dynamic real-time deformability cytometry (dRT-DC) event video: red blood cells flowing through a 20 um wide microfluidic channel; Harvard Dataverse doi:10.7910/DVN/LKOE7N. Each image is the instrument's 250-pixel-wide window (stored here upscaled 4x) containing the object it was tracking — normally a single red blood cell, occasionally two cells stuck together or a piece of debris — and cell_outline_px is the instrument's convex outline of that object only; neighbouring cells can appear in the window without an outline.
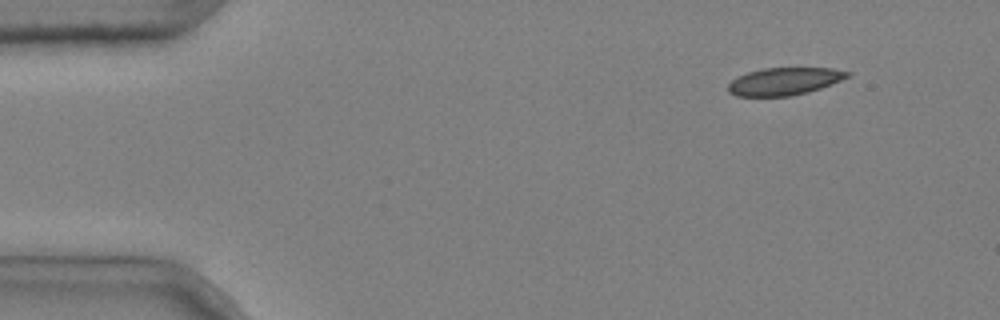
{"species": "common noctule bat (a hibernating species)", "species_latin": "Nyctalus noctula", "temperature_condition": "cold", "stored_images_in_passage": 7, "camera_frame_rate_fps": 3000, "um_per_image_px": 0.085, "animal": {"sex": "male", "body_mass_g": 20.4}, "frame": {"image": 1, "passage_image": 1, "time_ms": 0.0, "image_size_px": [1000, 320], "cell_outline_px": [[852, 76], [820, 88], [808, 92], [792, 96], [736, 96], [728, 92], [728, 84], [732, 80], [748, 72], [764, 68], [832, 68], [852, 72]], "centroid_in_image_um": [66.7, 6.91], "position_along_channel_um": 18.3, "area_um2": 19.13}}
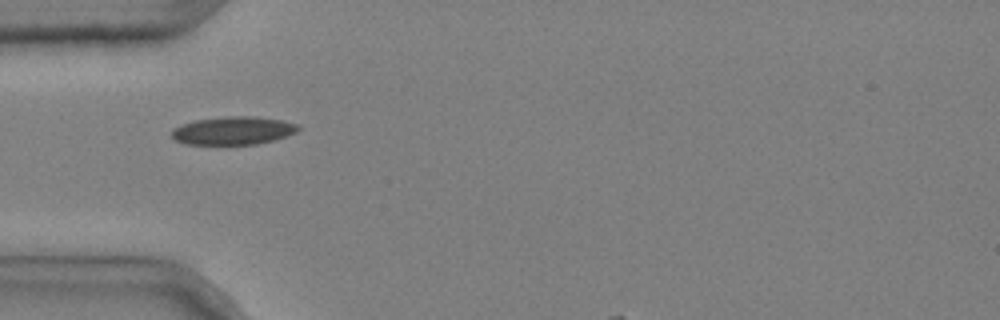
{"frame": {"image": 2, "passage_image": 4, "time_ms": 1.0, "image_size_px": [1000, 320], "cell_outline_px": [[300, 128], [296, 132], [272, 140], [256, 144], [184, 144], [176, 140], [172, 136], [172, 128], [180, 124], [196, 120], [228, 116], [256, 116], [280, 120], [300, 124]], "centroid_in_image_um": [19.8, 11.09], "position_along_channel_um": 65.2, "area_um2": 20.63}}